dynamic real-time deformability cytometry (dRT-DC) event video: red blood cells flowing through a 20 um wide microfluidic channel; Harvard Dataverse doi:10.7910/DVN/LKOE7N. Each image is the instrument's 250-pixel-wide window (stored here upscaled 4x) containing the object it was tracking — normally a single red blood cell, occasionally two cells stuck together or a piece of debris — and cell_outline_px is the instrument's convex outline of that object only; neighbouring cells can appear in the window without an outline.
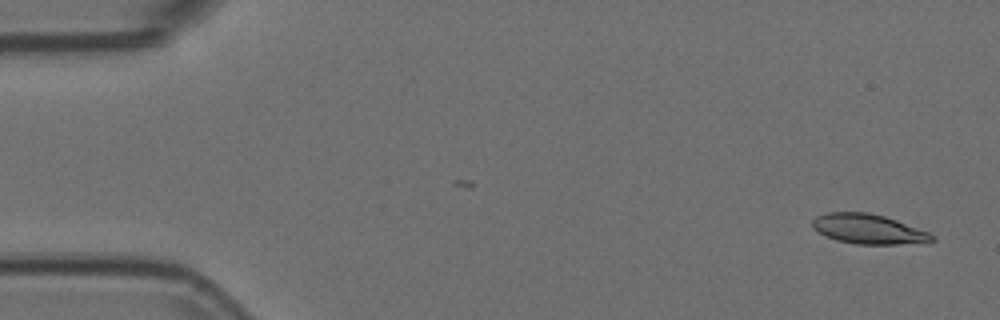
{"species": "Egyptian fruit bat (a non-hibernating species)", "species_latin": "Rousettus aegyptiacus", "temperature_condition": "room temperature", "stored_images_in_passage": 4, "camera_frame_rate_fps": 3000, "um_per_image_px": 0.085, "animal": {"sex": "female"}, "frame": {"image": 1, "passage_image": 1, "time_ms": 0.0, "image_size_px": [1000, 320], "cell_outline_px": [[936, 240], [896, 244], [856, 244], [836, 240], [812, 228], [812, 220], [816, 216], [828, 212], [868, 212], [884, 216], [896, 220], [928, 232], [936, 236]], "centroid_in_image_um": [73.78, 19.46], "position_along_channel_um": 11.2, "area_um2": 20.46}}